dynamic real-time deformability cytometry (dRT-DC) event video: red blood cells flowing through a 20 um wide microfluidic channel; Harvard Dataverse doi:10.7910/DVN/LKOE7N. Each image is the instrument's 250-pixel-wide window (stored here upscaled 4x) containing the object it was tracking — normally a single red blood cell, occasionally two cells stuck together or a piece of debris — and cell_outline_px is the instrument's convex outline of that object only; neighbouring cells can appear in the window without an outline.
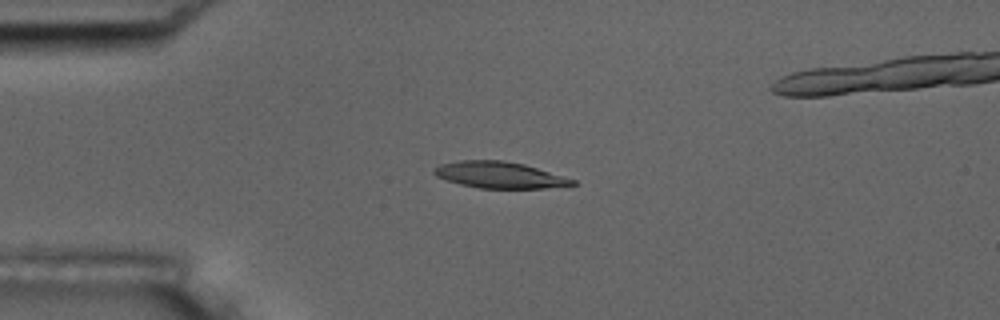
{"species": "common noctule bat (a hibernating species)", "species_latin": "Nyctalus noctula", "temperature_condition": "room temperature", "stored_images_in_passage": 6, "camera_frame_rate_fps": 3000, "um_per_image_px": 0.085, "animal": {"sex": "male", "body_mass_g": 17.5, "forearm_length_mm": 52.3}, "frame": {"image": 1, "passage_image": 4, "time_ms": 4.0, "image_size_px": [1000, 320], "cell_outline_px": [[576, 184], [544, 188], [480, 188], [460, 184], [444, 180], [436, 176], [432, 172], [432, 168], [440, 164], [460, 160], [504, 160], [524, 164], [576, 180]], "centroid_in_image_um": [42.39, 14.86], "position_along_channel_um": 42.6, "area_um2": 21.27}}